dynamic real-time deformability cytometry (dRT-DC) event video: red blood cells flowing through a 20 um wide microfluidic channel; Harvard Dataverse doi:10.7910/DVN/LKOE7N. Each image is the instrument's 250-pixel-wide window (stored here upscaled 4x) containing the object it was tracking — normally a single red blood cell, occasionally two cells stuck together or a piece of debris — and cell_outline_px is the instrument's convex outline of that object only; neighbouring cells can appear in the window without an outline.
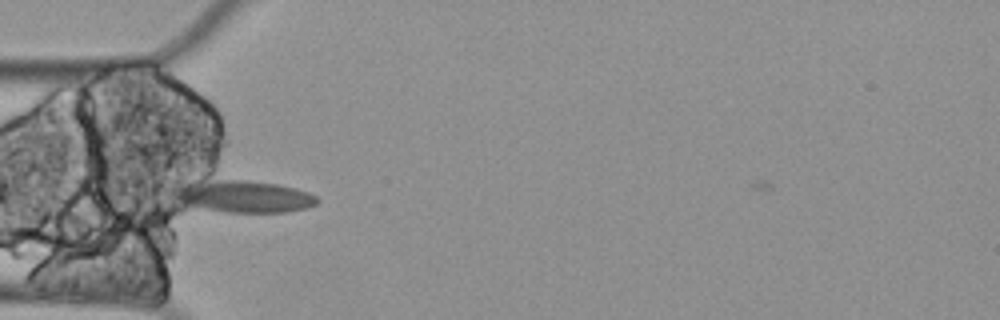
{"species": "Egyptian fruit bat (a non-hibernating species)", "species_latin": "Rousettus aegyptiacus", "temperature_condition": "cold", "stored_images_in_passage": 43, "camera_frame_rate_fps": 3000, "um_per_image_px": 0.085, "animal": {"sex": "female"}, "frame": {"image": 1, "passage_image": 1, "time_ms": 0.0, "image_size_px": [1000, 320], "cell_outline_px": [[320, 200], [316, 204], [308, 208], [288, 212], [228, 212], [180, 208], [168, 196], [168, 188], [192, 180], [244, 180], [276, 184], [308, 192], [316, 196]], "centroid_in_image_um": [20.39, 16.71], "position_along_channel_um": 64.6, "area_um2": 28.32}}
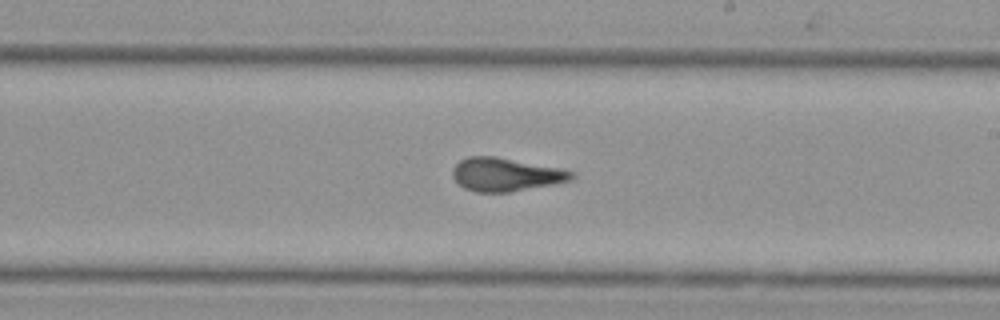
{"frame": {"image": 2, "passage_image": 17, "time_ms": 5.333, "image_size_px": [1000, 320], "cell_outline_px": [[576, 176], [572, 180], [552, 184], [508, 192], [476, 192], [464, 188], [452, 176], [452, 168], [460, 160], [468, 156], [496, 156], [560, 168], [576, 172]], "centroid_in_image_um": [42.99, 14.82], "position_along_channel_um": 246.0, "area_um2": 23.12}}
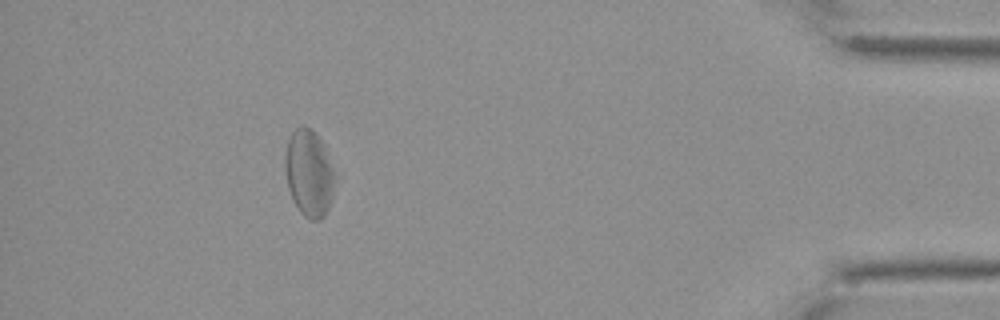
{"frame": {"image": 3, "passage_image": 37, "time_ms": 12.0, "image_size_px": [1000, 320], "cell_outline_px": [[332, 200], [324, 216], [320, 220], [312, 220], [304, 216], [300, 212], [288, 188], [284, 164], [284, 160], [288, 140], [292, 132], [296, 128], [304, 124], [324, 144], [332, 168]], "centroid_in_image_um": [26.23, 14.73], "position_along_channel_um": 409.0, "area_um2": 24.57}, "authors_computed_cell_mechanics": {"area_um2": 23.4668, "velocity_mm_per_s": 3.2559, "shape_relaxation_time_tau1_ms": null, "shape_relaxation_time_tau2_ms": 2.4815, "deformation_change_tau1": null, "deformation_change_tau2": 0.0679}}